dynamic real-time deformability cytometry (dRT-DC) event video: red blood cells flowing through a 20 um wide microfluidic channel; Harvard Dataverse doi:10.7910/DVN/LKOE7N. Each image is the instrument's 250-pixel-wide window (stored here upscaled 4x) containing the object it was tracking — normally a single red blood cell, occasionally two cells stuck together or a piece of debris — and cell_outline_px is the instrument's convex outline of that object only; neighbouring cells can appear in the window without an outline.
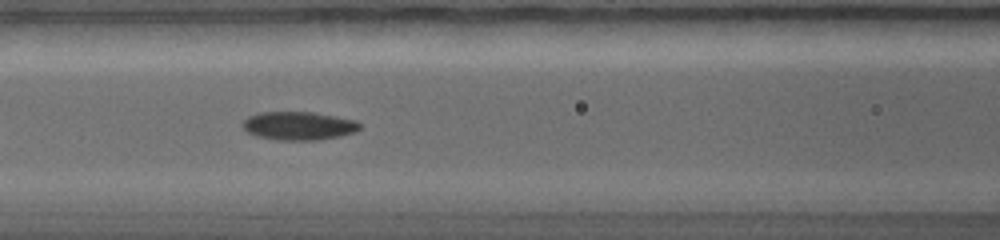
{"species": "common noctule bat (a hibernating species)", "species_latin": "Nyctalus noctula", "temperature_condition": "warm", "stored_images_in_passage": 7, "camera_frame_rate_fps": 5000, "um_per_image_px": 0.085, "animal": {"sex": "female", "body_mass_g": 19.0, "forearm_length_mm": 56.7}, "frame": {"image": 1, "passage_image": 5, "time_ms": 2.6, "image_size_px": [1000, 240], "cell_outline_px": [[360, 128], [356, 132], [340, 136], [316, 140], [276, 140], [256, 136], [248, 132], [240, 124], [248, 116], [260, 112], [316, 112], [356, 120], [360, 124]], "centroid_in_image_um": [25.38, 10.69], "position_along_channel_um": 141.2, "area_um2": 19.54}}
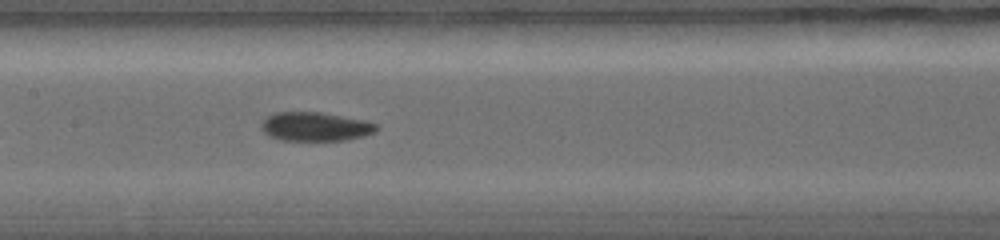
{"frame": {"image": 2, "passage_image": 6, "time_ms": 3.4, "image_size_px": [1000, 240], "cell_outline_px": [[380, 124], [376, 132], [364, 136], [344, 140], [280, 140], [268, 136], [260, 128], [260, 124], [268, 116], [276, 112], [320, 112], [364, 120]], "centroid_in_image_um": [26.81, 10.76], "position_along_channel_um": 180.6, "area_um2": 19.48}}